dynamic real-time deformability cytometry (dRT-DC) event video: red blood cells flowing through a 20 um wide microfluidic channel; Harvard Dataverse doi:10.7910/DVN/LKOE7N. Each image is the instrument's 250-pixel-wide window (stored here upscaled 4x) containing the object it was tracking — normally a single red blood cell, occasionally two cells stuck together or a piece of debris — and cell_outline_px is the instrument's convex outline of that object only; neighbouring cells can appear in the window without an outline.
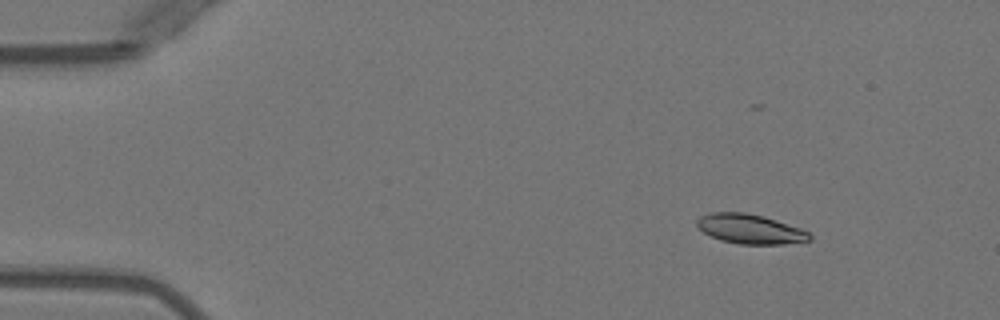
{"species": "Egyptian fruit bat (a non-hibernating species)", "species_latin": "Rousettus aegyptiacus", "temperature_condition": "warm", "stored_images_in_passage": 5, "camera_frame_rate_fps": 3000, "um_per_image_px": 0.085, "animal": {"sex": "female"}, "frame": {"image": 1, "passage_image": 2, "time_ms": 1.333, "image_size_px": [1000, 320], "cell_outline_px": [[812, 240], [784, 244], [740, 244], [720, 240], [704, 232], [696, 224], [696, 220], [700, 216], [712, 212], [744, 212], [764, 216], [800, 228], [808, 232], [812, 236]], "centroid_in_image_um": [63.77, 19.46], "position_along_channel_um": 21.2, "area_um2": 19.36}}
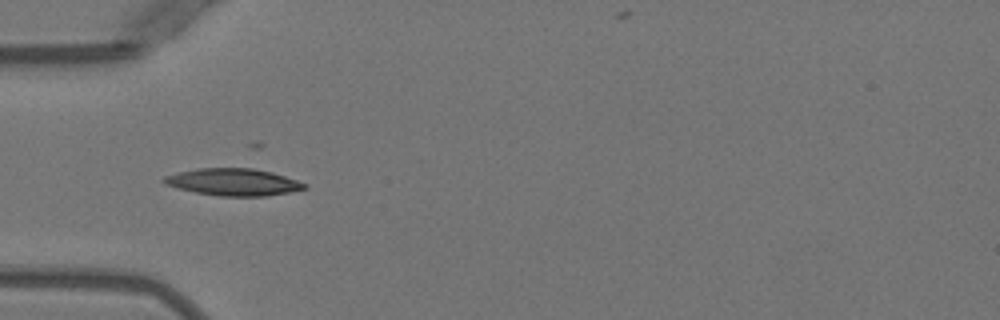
{"frame": {"image": 2, "passage_image": 5, "time_ms": 4.667, "image_size_px": [1000, 320], "cell_outline_px": [[308, 188], [288, 192], [264, 196], [220, 196], [196, 192], [176, 188], [164, 184], [160, 180], [164, 176], [196, 168], [252, 168], [272, 172], [308, 184]], "centroid_in_image_um": [19.8, 15.47], "position_along_channel_um": 65.2, "area_um2": 22.14}}